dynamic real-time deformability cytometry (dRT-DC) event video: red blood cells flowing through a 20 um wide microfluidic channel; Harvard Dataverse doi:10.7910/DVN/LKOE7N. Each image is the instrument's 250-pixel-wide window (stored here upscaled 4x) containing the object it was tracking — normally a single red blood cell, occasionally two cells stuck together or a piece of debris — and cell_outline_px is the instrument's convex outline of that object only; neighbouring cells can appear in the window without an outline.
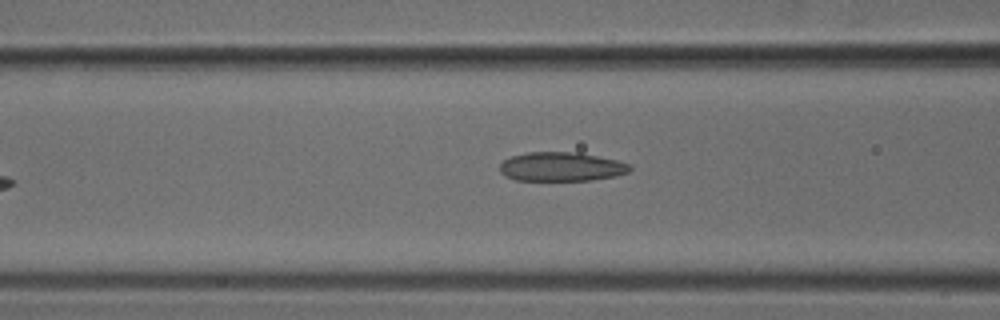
{"species": "common noctule bat (a hibernating species)", "species_latin": "Nyctalus noctula", "temperature_condition": "cold", "stored_images_in_passage": 7, "segment_of_instrument_passage": [1, 2], "camera_frame_rate_fps": 3000, "um_per_image_px": 0.085, "animal": {"sex": "male", "body_mass_g": 18.8}, "frame": {"image": 1, "passage_image": 5, "time_ms": 1.333, "image_size_px": [1000, 320], "cell_outline_px": [[632, 168], [628, 172], [616, 176], [592, 180], [516, 180], [504, 176], [500, 172], [500, 164], [504, 160], [512, 156], [528, 152], [576, 152], [616, 160], [632, 164]], "centroid_in_image_um": [47.72, 14.17], "position_along_channel_um": 118.9, "area_um2": 22.02}}